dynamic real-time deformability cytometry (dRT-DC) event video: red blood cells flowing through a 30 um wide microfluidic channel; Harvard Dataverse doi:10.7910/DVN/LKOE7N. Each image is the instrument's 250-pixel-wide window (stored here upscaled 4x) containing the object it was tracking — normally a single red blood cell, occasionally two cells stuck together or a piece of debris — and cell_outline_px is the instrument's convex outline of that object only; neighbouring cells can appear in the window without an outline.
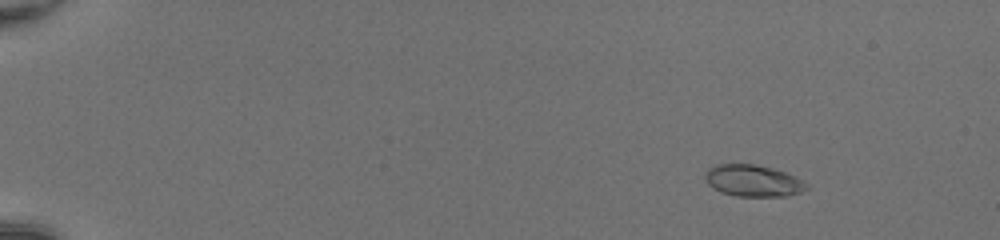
{"species": "common noctule bat (a hibernating species)", "species_latin": "Nyctalus noctula", "temperature_condition": "room temperature", "stored_images_in_passage": 53, "camera_frame_rate_fps": 3000, "um_per_image_px": 0.085, "animal": {"sex": "female", "body_mass_g": 20.0, "forearm_length_mm": 54.0}, "frame": {"image": 1, "passage_image": 8, "time_ms": 2.333, "image_size_px": [1000, 240], "cell_outline_px": [[812, 188], [788, 196], [736, 196], [720, 192], [712, 188], [704, 180], [704, 176], [708, 168], [716, 164], [756, 164], [788, 172], [804, 180]], "centroid_in_image_um": [64.04, 15.36], "position_along_channel_um": 21.0, "area_um2": 19.19}}
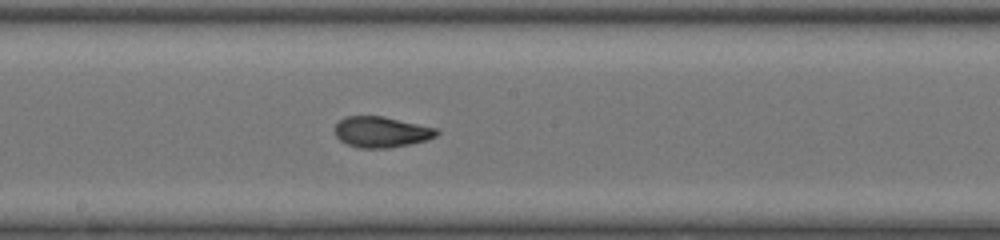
{"frame": {"image": 2, "passage_image": 32, "time_ms": 10.333, "image_size_px": [1000, 240], "cell_outline_px": [[440, 132], [436, 136], [428, 140], [388, 148], [360, 148], [348, 144], [340, 140], [336, 136], [332, 128], [344, 116], [384, 116], [436, 128]], "centroid_in_image_um": [32.39, 11.21], "position_along_channel_um": 215.8, "area_um2": 18.38}}
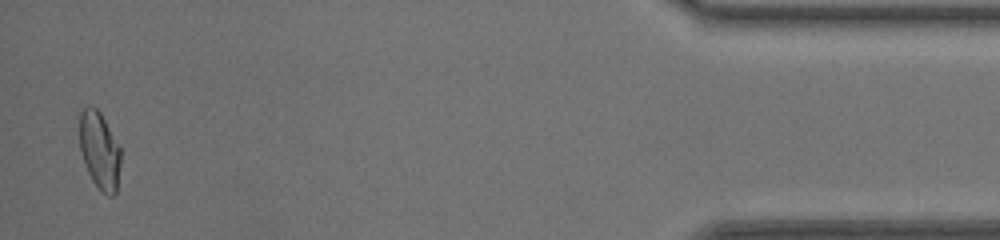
{"frame": {"image": 3, "passage_image": 52, "time_ms": 17.0, "image_size_px": [1000, 240], "cell_outline_px": [[120, 164], [116, 192], [112, 196], [108, 196], [92, 180], [84, 164], [80, 152], [80, 112], [84, 104], [92, 104], [100, 112], [120, 148]], "centroid_in_image_um": [8.43, 12.73], "position_along_channel_um": 426.8, "area_um2": 18.5}, "authors_computed_cell_mechanics": {"area_um2": 18.785, "velocity_mm_per_s": 4.2152, "shape_relaxation_time_tau1_ms": 6.1249, "shape_relaxation_time_tau2_ms": 1.151, "deformation_change_tau1": 0.2071, "deformation_change_tau2": 0.0584}}